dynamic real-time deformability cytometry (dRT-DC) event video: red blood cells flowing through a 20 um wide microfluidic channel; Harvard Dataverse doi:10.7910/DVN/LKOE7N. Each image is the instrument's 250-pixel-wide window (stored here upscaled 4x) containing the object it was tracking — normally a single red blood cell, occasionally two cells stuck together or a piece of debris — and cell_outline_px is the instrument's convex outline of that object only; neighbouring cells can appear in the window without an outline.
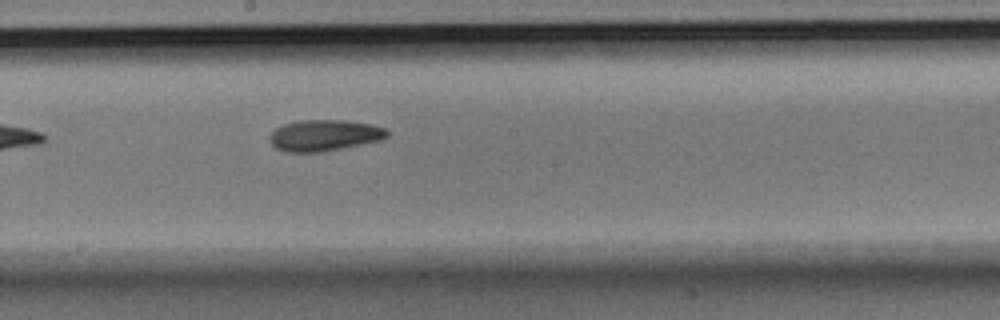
{"species": "Egyptian fruit bat (a non-hibernating species)", "species_latin": "Rousettus aegyptiacus", "temperature_condition": "room temperature", "stored_images_in_passage": 9, "camera_frame_rate_fps": 3000, "um_per_image_px": 0.085, "animal": {"sex": "male"}, "frame": {"image": 1, "passage_image": 9, "time_ms": 2.667, "image_size_px": [1000, 320], "cell_outline_px": [[388, 136], [380, 140], [324, 152], [284, 152], [276, 148], [268, 140], [268, 136], [276, 128], [284, 124], [300, 120], [344, 120], [372, 124], [384, 128], [388, 132]], "centroid_in_image_um": [27.54, 11.51], "position_along_channel_um": 220.7, "area_um2": 21.44}}